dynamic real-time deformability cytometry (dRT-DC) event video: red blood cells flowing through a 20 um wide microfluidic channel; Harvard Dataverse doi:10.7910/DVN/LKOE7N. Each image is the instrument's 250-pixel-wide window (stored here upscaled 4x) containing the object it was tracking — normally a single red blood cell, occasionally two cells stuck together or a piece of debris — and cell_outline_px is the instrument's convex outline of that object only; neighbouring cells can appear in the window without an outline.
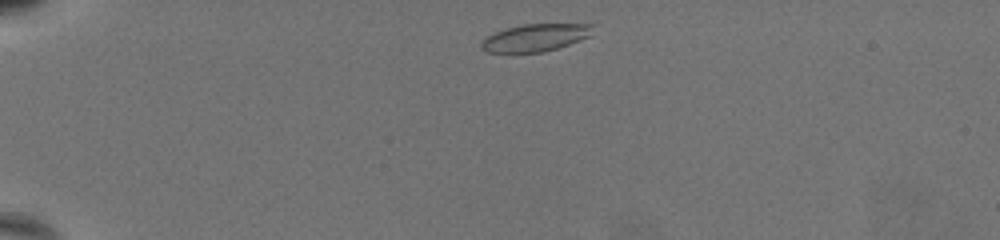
{"species": "common noctule bat (a hibernating species)", "species_latin": "Nyctalus noctula", "temperature_condition": "warm", "stored_images_in_passage": 28, "camera_frame_rate_fps": 3000, "um_per_image_px": 0.085, "animal": {"sex": "female", "body_mass_g": 19.5, "forearm_length_mm": 54.1}, "frame": {"image": 1, "passage_image": 2, "time_ms": 0.333, "image_size_px": [1000, 240], "cell_outline_px": [[596, 24], [588, 36], [580, 40], [544, 52], [488, 52], [480, 48], [480, 40], [484, 36], [504, 28], [520, 24]], "centroid_in_image_um": [45.42, 3.19], "position_along_channel_um": 39.6, "area_um2": 17.92}}
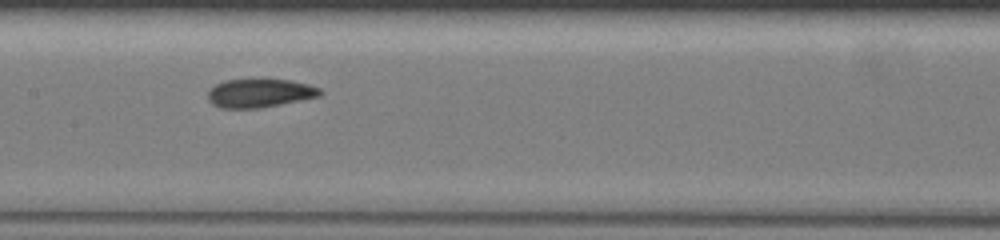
{"frame": {"image": 2, "passage_image": 17, "time_ms": 5.333, "image_size_px": [1000, 240], "cell_outline_px": [[324, 92], [320, 96], [260, 108], [220, 108], [212, 104], [208, 100], [208, 92], [216, 84], [224, 80], [260, 76], [264, 76], [292, 80], [308, 84], [320, 88]], "centroid_in_image_um": [22.08, 7.86], "position_along_channel_um": 185.3, "area_um2": 19.59}}
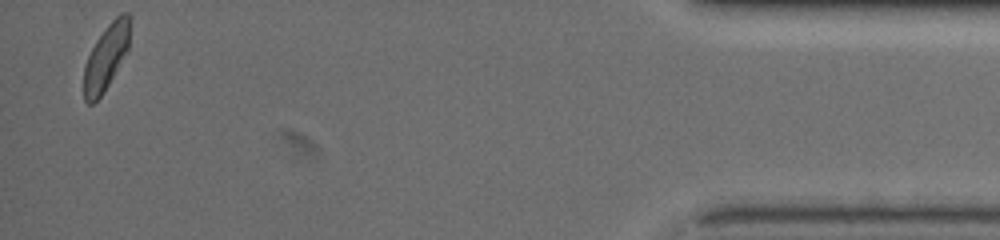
{"frame": {"image": 3, "passage_image": 28, "time_ms": 9.0, "image_size_px": [1000, 240], "cell_outline_px": [[132, 16], [128, 52], [108, 84], [100, 96], [92, 104], [88, 104], [84, 100], [84, 64], [96, 40], [108, 24], [120, 12], [128, 12]], "centroid_in_image_um": [9.06, 4.79], "position_along_channel_um": 426.1, "area_um2": 17.8}, "authors_computed_cell_mechanics": {"area_um2": 18.9873, "velocity_mm_per_s": 4.8077, "shape_relaxation_time_tau1_ms": 8.6101, "shape_relaxation_time_tau2_ms": 1.7201, "deformation_change_tau1": 0.2271, "deformation_change_tau2": 0.071}}